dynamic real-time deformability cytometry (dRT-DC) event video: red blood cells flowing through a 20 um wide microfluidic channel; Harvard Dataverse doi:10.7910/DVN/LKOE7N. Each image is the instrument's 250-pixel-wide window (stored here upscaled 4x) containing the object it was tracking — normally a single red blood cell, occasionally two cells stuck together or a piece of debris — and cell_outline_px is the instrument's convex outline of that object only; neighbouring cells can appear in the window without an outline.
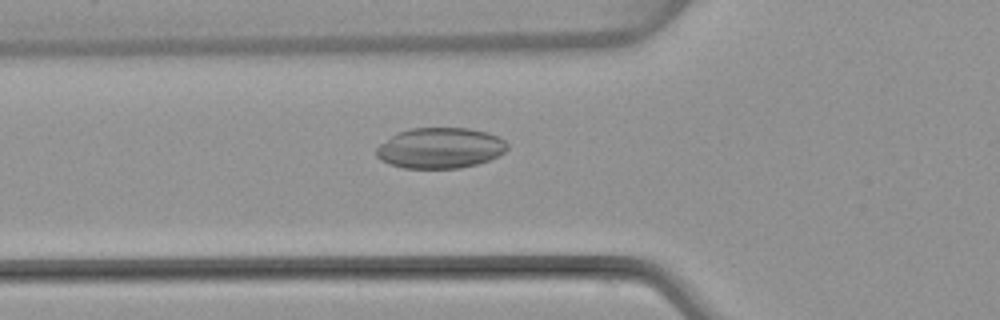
{"species": "common noctule bat (a hibernating species)", "species_latin": "Nyctalus noctula", "temperature_condition": "warm", "stored_images_in_passage": 51, "camera_frame_rate_fps": 3000, "um_per_image_px": 0.085, "animal": {"sex": "female", "body_mass_g": 22.7, "forearm_length_mm": 54.2}, "frame": {"image": 1, "passage_image": 18, "time_ms": 5.667, "image_size_px": [1000, 320], "cell_outline_px": [[508, 148], [500, 156], [476, 164], [460, 168], [404, 168], [388, 164], [380, 160], [376, 156], [376, 148], [380, 144], [392, 136], [400, 132], [412, 128], [468, 128], [488, 132], [504, 140], [508, 144]], "centroid_in_image_um": [37.42, 12.59], "position_along_channel_um": 88.4, "area_um2": 31.04}}
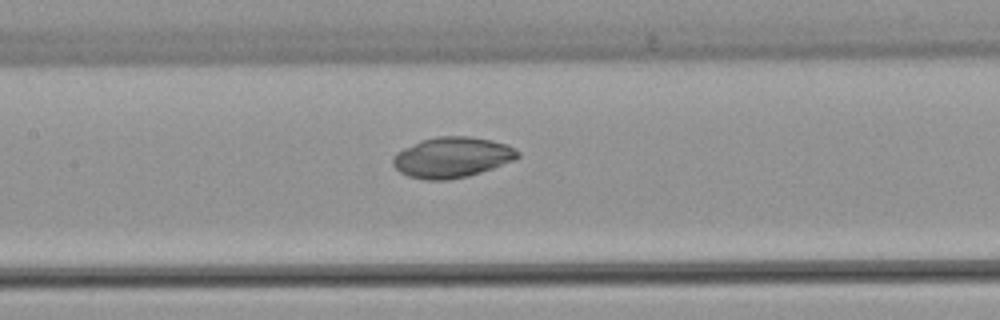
{"frame": {"image": 2, "passage_image": 24, "time_ms": 7.667, "image_size_px": [1000, 320], "cell_outline_px": [[520, 156], [512, 160], [492, 168], [468, 176], [448, 180], [424, 180], [408, 176], [400, 172], [392, 164], [392, 160], [396, 152], [404, 148], [424, 140], [436, 136], [468, 136], [492, 140], [504, 144], [520, 152]], "centroid_in_image_um": [38.39, 13.38], "position_along_channel_um": 169.0, "area_um2": 29.19}}
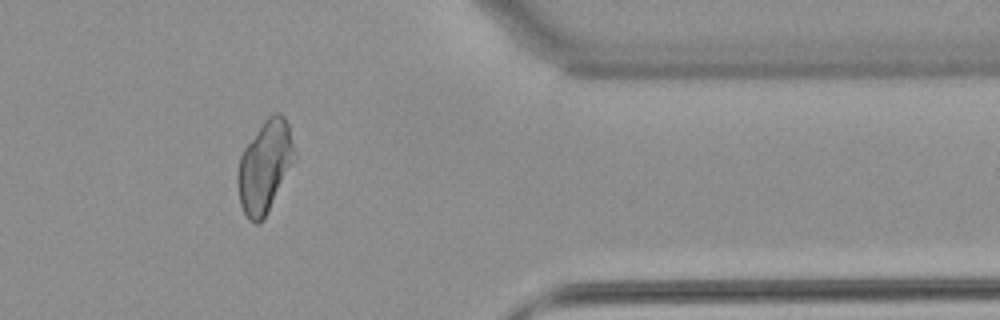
{"frame": {"image": 3, "passage_image": 42, "time_ms": 13.667, "image_size_px": [1000, 320], "cell_outline_px": [[296, 160], [264, 220], [260, 224], [256, 224], [248, 220], [240, 204], [236, 180], [236, 172], [240, 156], [244, 148], [264, 120], [272, 112], [280, 112], [284, 116], [288, 124], [296, 156]], "centroid_in_image_um": [22.51, 14.19], "position_along_channel_um": 388.9, "area_um2": 30.92}}